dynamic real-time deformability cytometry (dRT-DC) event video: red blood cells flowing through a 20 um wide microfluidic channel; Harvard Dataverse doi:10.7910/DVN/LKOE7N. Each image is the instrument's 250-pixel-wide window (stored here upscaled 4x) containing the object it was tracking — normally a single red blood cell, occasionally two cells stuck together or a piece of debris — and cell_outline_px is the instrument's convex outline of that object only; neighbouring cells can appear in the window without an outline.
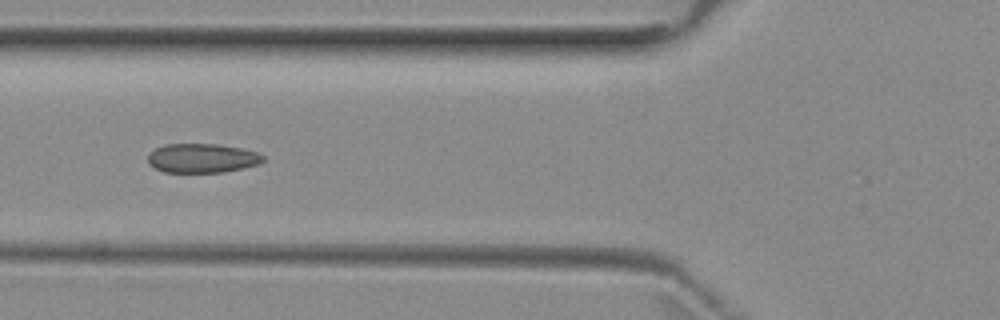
{"species": "common noctule bat (a hibernating species)", "species_latin": "Nyctalus noctula", "temperature_condition": "room temperature", "stored_images_in_passage": 5, "camera_frame_rate_fps": 3000, "um_per_image_px": 0.085, "animal": {"sex": "female", "body_mass_g": 29.2, "forearm_length_mm": 56.3}, "frame": {"image": 1, "passage_image": 5, "time_ms": 4.333, "image_size_px": [1000, 320], "cell_outline_px": [[264, 160], [260, 164], [244, 168], [224, 172], [164, 172], [152, 168], [148, 164], [148, 156], [156, 148], [164, 144], [220, 144], [244, 148], [256, 152], [264, 156]], "centroid_in_image_um": [17.19, 13.44], "position_along_channel_um": 108.6, "area_um2": 19.83}}